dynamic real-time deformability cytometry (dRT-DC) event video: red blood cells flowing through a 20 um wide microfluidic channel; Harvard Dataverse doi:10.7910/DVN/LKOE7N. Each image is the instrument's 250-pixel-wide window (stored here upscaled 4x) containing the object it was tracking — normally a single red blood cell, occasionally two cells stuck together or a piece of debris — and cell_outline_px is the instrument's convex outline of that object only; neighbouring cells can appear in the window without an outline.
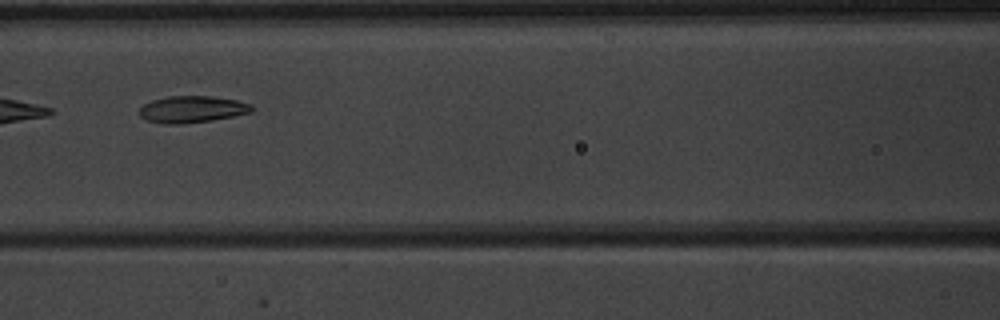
{"species": "common noctule bat (a hibernating species)", "species_latin": "Nyctalus noctula", "temperature_condition": "warm", "stored_images_in_passage": 5, "camera_frame_rate_fps": 3000, "um_per_image_px": 0.085, "animal": {"sex": "male", "body_mass_g": 20.1, "forearm_length_mm": 53.5}, "frame": {"image": 1, "passage_image": 5, "time_ms": 5.0, "image_size_px": [1000, 320], "cell_outline_px": [[256, 108], [252, 112], [212, 120], [180, 124], [164, 124], [148, 120], [140, 116], [140, 108], [144, 104], [152, 100], [168, 96], [212, 96], [236, 100], [252, 104]], "centroid_in_image_um": [16.36, 9.28], "position_along_channel_um": 150.2, "area_um2": 17.51}}